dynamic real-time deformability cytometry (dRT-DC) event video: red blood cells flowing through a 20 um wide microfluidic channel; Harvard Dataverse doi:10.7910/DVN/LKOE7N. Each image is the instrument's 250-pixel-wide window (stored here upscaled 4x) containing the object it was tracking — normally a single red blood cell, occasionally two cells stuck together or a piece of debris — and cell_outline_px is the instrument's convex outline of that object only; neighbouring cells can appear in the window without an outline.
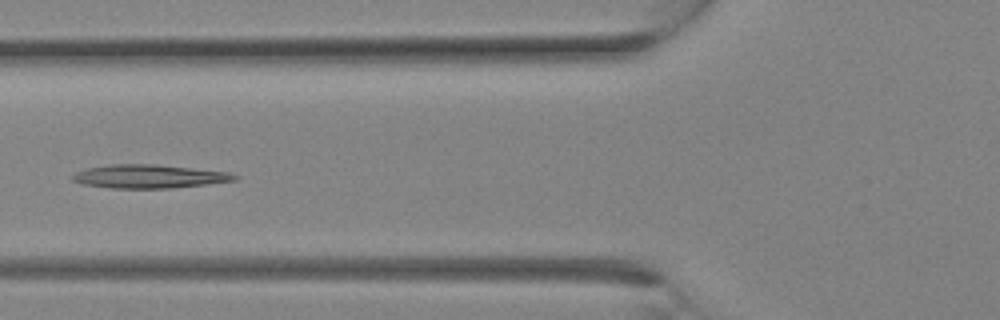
{"species": "Egyptian fruit bat (a non-hibernating species)", "species_latin": "Rousettus aegyptiacus", "temperature_condition": "room temperature", "stored_images_in_passage": 10, "camera_frame_rate_fps": 3000, "um_per_image_px": 0.085, "animal": {"sex": "female"}, "frame": {"image": 1, "passage_image": 9, "time_ms": 2.667, "image_size_px": [1000, 320], "cell_outline_px": [[240, 176], [236, 180], [204, 184], [168, 188], [112, 188], [80, 184], [72, 180], [72, 176], [76, 172], [84, 168], [108, 164], [156, 164], [228, 172]], "centroid_in_image_um": [12.61, 14.98], "position_along_channel_um": 113.2, "area_um2": 22.2}}